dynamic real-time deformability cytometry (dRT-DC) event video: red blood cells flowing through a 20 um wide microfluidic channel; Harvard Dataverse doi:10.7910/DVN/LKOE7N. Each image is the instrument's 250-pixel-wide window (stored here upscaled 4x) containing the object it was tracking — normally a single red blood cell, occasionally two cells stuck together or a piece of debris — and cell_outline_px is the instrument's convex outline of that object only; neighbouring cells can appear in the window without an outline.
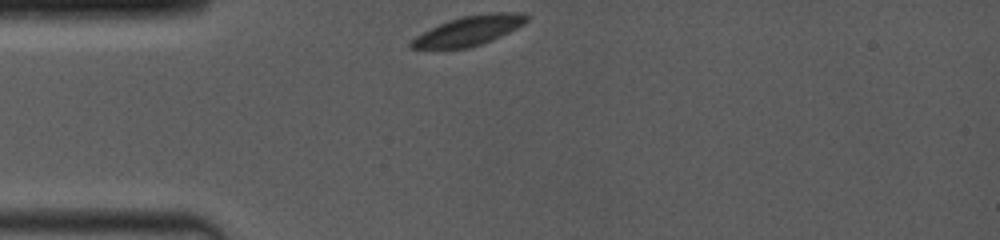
{"species": "common noctule bat (a hibernating species)", "species_latin": "Nyctalus noctula", "temperature_condition": "room temperature", "stored_images_in_passage": 43, "camera_frame_rate_fps": 4000, "um_per_image_px": 0.085, "animal": {"sex": "female", "body_mass_g": 19.0, "forearm_length_mm": 53.3}, "frame": {"image": 1, "passage_image": 1, "time_ms": 0.0, "image_size_px": [1000, 240], "cell_outline_px": [[528, 20], [524, 24], [492, 40], [468, 48], [412, 48], [408, 44], [416, 36], [448, 20], [464, 16], [496, 12], [524, 12], [528, 16]], "centroid_in_image_um": [39.9, 2.59], "position_along_channel_um": 45.1, "area_um2": 19.48}}
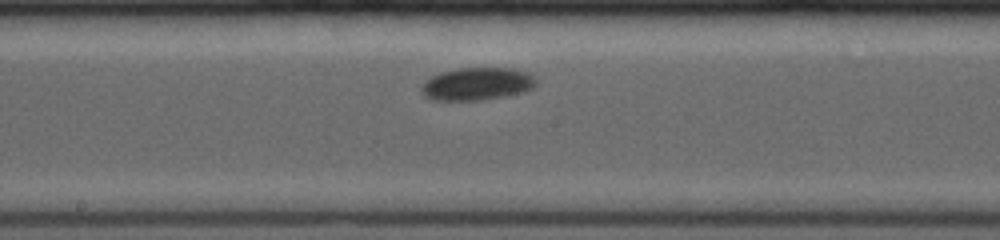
{"frame": {"image": 2, "passage_image": 18, "time_ms": 4.75, "image_size_px": [1000, 240], "cell_outline_px": [[536, 84], [532, 88], [524, 92], [480, 100], [432, 100], [424, 96], [420, 88], [432, 76], [440, 72], [456, 68], [512, 68], [524, 72], [532, 76], [536, 80]], "centroid_in_image_um": [40.52, 7.13], "position_along_channel_um": 207.7, "area_um2": 21.62}}
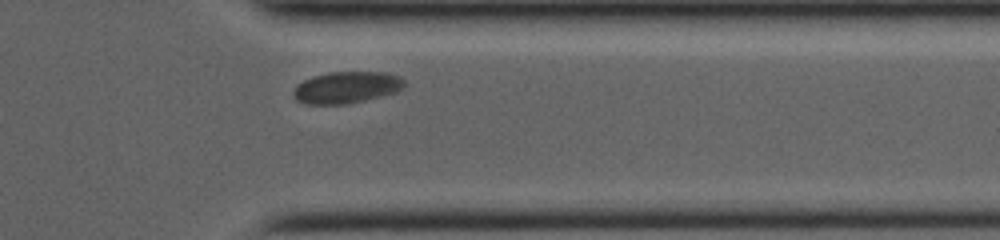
{"frame": {"image": 3, "passage_image": 37, "time_ms": 9.25, "image_size_px": [1000, 240], "cell_outline_px": [[404, 88], [396, 92], [348, 104], [308, 104], [296, 100], [292, 96], [292, 92], [296, 84], [312, 76], [328, 72], [384, 72], [400, 76], [404, 80]], "centroid_in_image_um": [29.43, 7.42], "position_along_channel_um": 382.0, "area_um2": 20.63}, "authors_computed_cell_mechanics": {"area_um2": 21.3282, "velocity_mm_per_s": 3.8303, "shape_relaxation_time_tau1_ms": 0.8976, "shape_relaxation_time_tau2_ms": null, "deformation_change_tau1": 0.0492, "deformation_change_tau2": null}}